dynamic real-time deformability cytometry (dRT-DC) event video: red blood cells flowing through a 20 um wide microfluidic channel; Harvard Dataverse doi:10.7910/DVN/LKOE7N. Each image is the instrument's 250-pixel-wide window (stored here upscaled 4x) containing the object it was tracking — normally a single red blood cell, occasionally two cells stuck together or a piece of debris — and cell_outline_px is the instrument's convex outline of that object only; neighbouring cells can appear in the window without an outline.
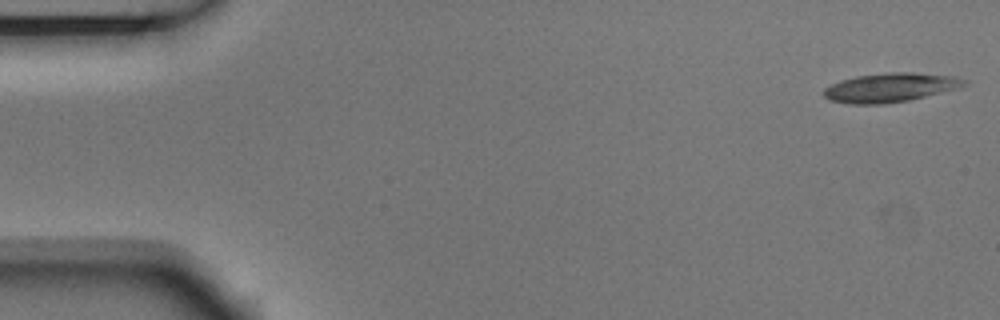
{"species": "Egyptian fruit bat (a non-hibernating species)", "species_latin": "Rousettus aegyptiacus", "temperature_condition": "room temperature", "stored_images_in_passage": 5, "camera_frame_rate_fps": 3000, "um_per_image_px": 0.085, "animal": {"sex": "male"}, "frame": {"image": 1, "passage_image": 1, "time_ms": 0.0, "image_size_px": [1000, 320], "cell_outline_px": [[968, 84], [956, 88], [908, 100], [884, 104], [848, 104], [828, 100], [824, 96], [824, 88], [840, 80], [856, 76], [888, 72], [916, 72], [956, 76], [968, 80]], "centroid_in_image_um": [75.66, 7.43], "position_along_channel_um": 9.3, "area_um2": 23.81}}
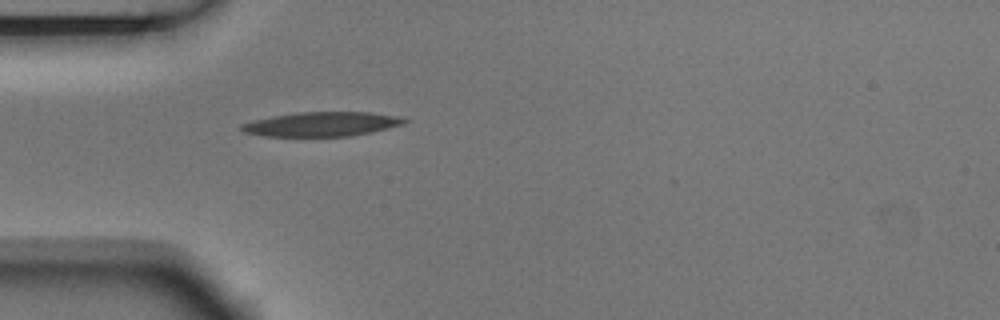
{"frame": {"image": 2, "passage_image": 5, "time_ms": 1.333, "image_size_px": [1000, 320], "cell_outline_px": [[412, 120], [404, 124], [372, 132], [352, 136], [264, 136], [244, 132], [240, 128], [240, 124], [272, 116], [296, 112], [372, 112], [404, 116]], "centroid_in_image_um": [27.45, 10.54], "position_along_channel_um": 57.5, "area_um2": 23.41}}